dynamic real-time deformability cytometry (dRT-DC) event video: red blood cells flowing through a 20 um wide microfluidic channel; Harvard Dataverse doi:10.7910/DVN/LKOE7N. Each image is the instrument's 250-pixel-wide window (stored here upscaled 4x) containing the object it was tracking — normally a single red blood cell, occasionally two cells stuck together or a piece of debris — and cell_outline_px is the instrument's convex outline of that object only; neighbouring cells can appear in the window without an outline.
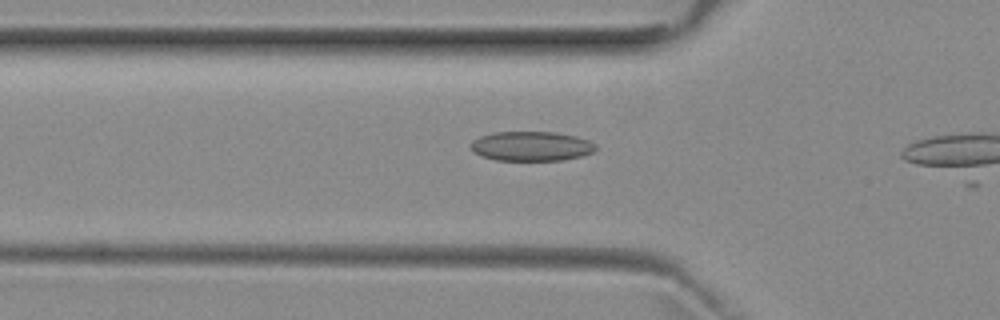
{"species": "common noctule bat (a hibernating species)", "species_latin": "Nyctalus noctula", "temperature_condition": "room temperature", "stored_images_in_passage": 5, "camera_frame_rate_fps": 3000, "um_per_image_px": 0.085, "animal": {"sex": "female", "body_mass_g": 29.2, "forearm_length_mm": 56.3}, "frame": {"image": 1, "passage_image": 4, "time_ms": 1.0, "image_size_px": [1000, 320], "cell_outline_px": [[596, 148], [592, 152], [580, 156], [560, 160], [496, 160], [480, 156], [472, 148], [472, 140], [480, 136], [492, 132], [556, 132], [576, 136], [588, 140], [596, 144]], "centroid_in_image_um": [45.16, 12.41], "position_along_channel_um": 80.6, "area_um2": 21.39}}